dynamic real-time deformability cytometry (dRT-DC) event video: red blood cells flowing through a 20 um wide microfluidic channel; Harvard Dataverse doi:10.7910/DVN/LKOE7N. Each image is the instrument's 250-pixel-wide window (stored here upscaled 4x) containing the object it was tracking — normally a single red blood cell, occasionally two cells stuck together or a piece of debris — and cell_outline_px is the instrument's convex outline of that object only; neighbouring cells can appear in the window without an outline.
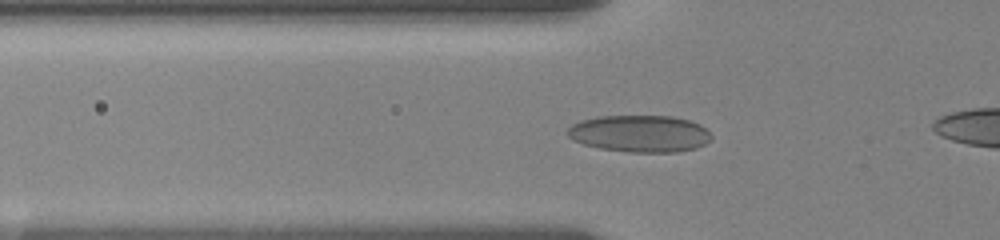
{"species": "human", "species_latin": "Homo sapiens", "temperature_condition": "room temperature", "stored_images_in_passage": 38, "camera_frame_rate_fps": 3000, "um_per_image_px": 0.085, "donor": {"sex": "female"}, "frame": {"image": 1, "passage_image": 7, "time_ms": 2.0, "image_size_px": [1000, 240], "cell_outline_px": [[712, 140], [696, 148], [676, 152], [628, 152], [600, 148], [584, 144], [572, 140], [568, 136], [568, 128], [572, 124], [580, 120], [596, 116], [672, 116], [688, 120], [700, 124], [712, 136]], "centroid_in_image_um": [54.37, 11.35], "position_along_channel_um": 71.4, "area_um2": 31.04}}
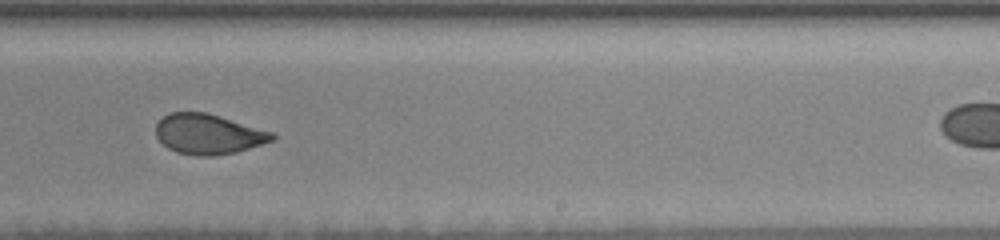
{"frame": {"image": 2, "passage_image": 24, "time_ms": 7.667, "image_size_px": [1000, 240], "cell_outline_px": [[276, 136], [272, 140], [236, 152], [216, 156], [196, 156], [176, 152], [168, 148], [156, 136], [156, 124], [164, 116], [172, 112], [208, 112], [276, 132]], "centroid_in_image_um": [17.73, 11.39], "position_along_channel_um": 271.3, "area_um2": 27.4}}
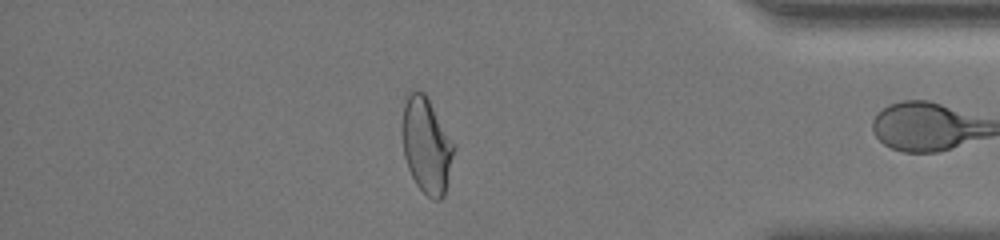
{"frame": {"image": 3, "passage_image": 37, "time_ms": 12.0, "image_size_px": [1000, 240], "cell_outline_px": [[452, 156], [444, 196], [440, 200], [432, 200], [416, 184], [408, 168], [404, 156], [404, 104], [408, 92], [416, 88], [424, 92], [428, 96], [452, 144]], "centroid_in_image_um": [36.23, 12.34], "position_along_channel_um": 399.0, "area_um2": 27.74}}